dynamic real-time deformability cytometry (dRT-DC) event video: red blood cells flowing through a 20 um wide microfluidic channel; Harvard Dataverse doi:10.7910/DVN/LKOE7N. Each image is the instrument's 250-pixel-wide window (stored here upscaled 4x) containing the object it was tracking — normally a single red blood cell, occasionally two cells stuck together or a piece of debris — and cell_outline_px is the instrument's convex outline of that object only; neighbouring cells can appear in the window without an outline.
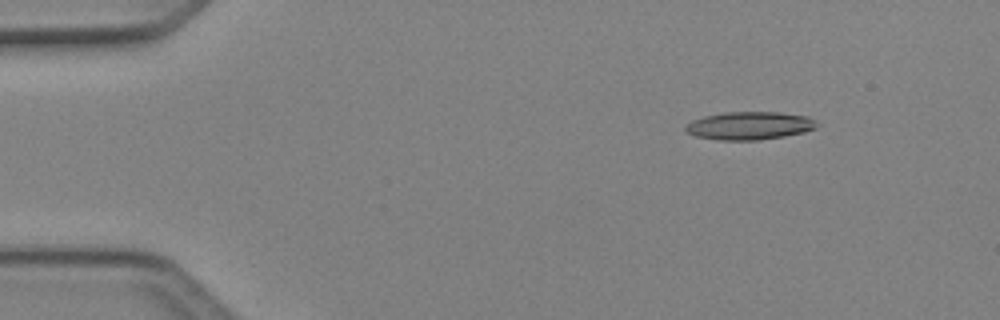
{"species": "Egyptian fruit bat (a non-hibernating species)", "species_latin": "Rousettus aegyptiacus", "temperature_condition": "cold", "stored_images_in_passage": 5, "camera_frame_rate_fps": 3000, "um_per_image_px": 0.085, "animal": {"sex": "female"}, "frame": {"image": 1, "passage_image": 2, "time_ms": 0.333, "image_size_px": [1000, 320], "cell_outline_px": [[820, 124], [816, 128], [804, 132], [784, 136], [760, 140], [720, 140], [696, 136], [688, 132], [684, 128], [692, 120], [704, 116], [724, 112], [780, 112], [808, 116]], "centroid_in_image_um": [63.75, 10.68], "position_along_channel_um": 21.3, "area_um2": 21.44}}
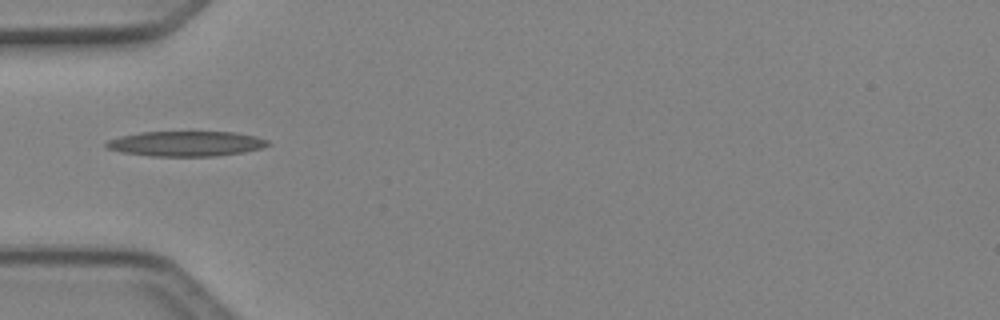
{"frame": {"image": 2, "passage_image": 5, "time_ms": 1.333, "image_size_px": [1000, 320], "cell_outline_px": [[272, 144], [260, 148], [244, 152], [216, 156], [148, 156], [120, 152], [104, 148], [104, 144], [108, 140], [120, 136], [140, 132], [236, 132], [256, 136], [268, 140]], "centroid_in_image_um": [15.78, 12.21], "position_along_channel_um": 69.2, "area_um2": 23.87}}